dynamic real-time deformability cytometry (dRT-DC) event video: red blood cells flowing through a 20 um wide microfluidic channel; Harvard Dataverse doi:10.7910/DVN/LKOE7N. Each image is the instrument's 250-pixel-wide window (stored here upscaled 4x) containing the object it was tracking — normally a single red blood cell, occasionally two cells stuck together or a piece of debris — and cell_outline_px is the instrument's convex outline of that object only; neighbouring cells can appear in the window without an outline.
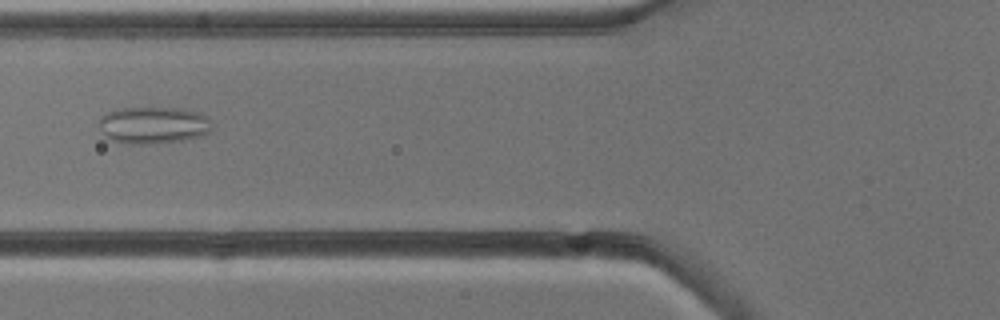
{"species": "common noctule bat (a hibernating species)", "species_latin": "Nyctalus noctula", "temperature_condition": "cold", "stored_images_in_passage": 2, "camera_frame_rate_fps": 3000, "um_per_image_px": 0.085, "animal": {"sex": "male", "body_mass_g": 13.3}, "frame": {"image": 1, "passage_image": 2, "time_ms": 1.0, "image_size_px": [1000, 320], "cell_outline_px": [[212, 132], [200, 136], [180, 140], [140, 144], [132, 144], [112, 140], [104, 136], [100, 128], [100, 120], [108, 112], [116, 108], [180, 108], [196, 112], [204, 116], [208, 120], [212, 128]], "centroid_in_image_um": [13.02, 10.63], "position_along_channel_um": 112.8, "area_um2": 23.93}}